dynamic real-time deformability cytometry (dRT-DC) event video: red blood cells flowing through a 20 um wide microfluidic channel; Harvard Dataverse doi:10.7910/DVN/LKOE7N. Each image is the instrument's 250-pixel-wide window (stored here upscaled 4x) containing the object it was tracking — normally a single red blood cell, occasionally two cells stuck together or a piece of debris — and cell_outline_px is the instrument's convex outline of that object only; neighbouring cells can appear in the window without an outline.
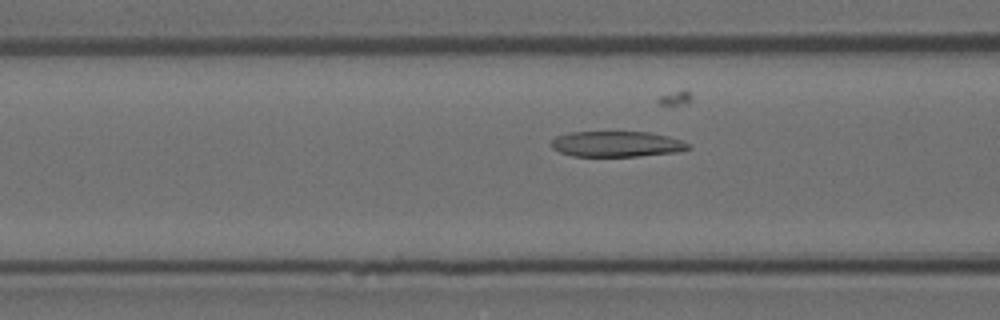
{"species": "Egyptian fruit bat (a non-hibernating species)", "species_latin": "Rousettus aegyptiacus", "temperature_condition": "room temperature", "stored_images_in_passage": 8, "camera_frame_rate_fps": 3000, "um_per_image_px": 0.085, "animal": {"sex": "female"}, "frame": {"image": 1, "passage_image": 5, "time_ms": 1.333, "image_size_px": [1000, 320], "cell_outline_px": [[692, 148], [676, 152], [640, 156], [572, 156], [560, 152], [552, 148], [552, 140], [556, 136], [572, 132], [648, 132], [668, 136], [680, 140], [688, 144]], "centroid_in_image_um": [52.42, 12.24], "position_along_channel_um": 114.2, "area_um2": 20.35}}